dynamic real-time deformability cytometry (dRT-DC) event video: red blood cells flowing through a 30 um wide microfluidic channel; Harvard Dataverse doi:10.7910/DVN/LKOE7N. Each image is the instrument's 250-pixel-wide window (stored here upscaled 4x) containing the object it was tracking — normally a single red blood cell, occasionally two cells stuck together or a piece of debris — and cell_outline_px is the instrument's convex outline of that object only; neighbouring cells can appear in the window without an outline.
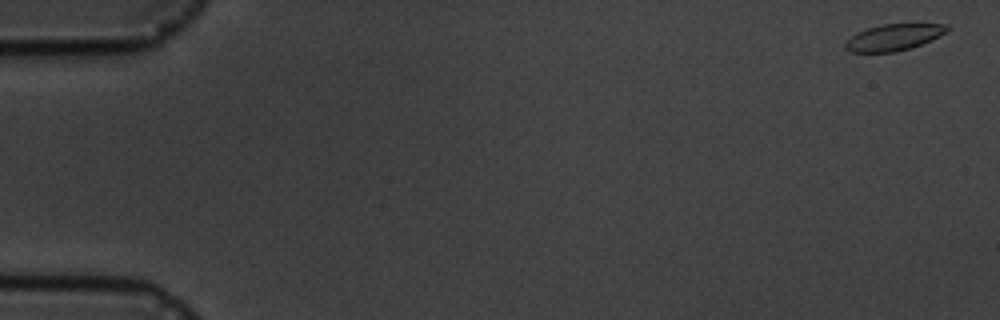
{"species": "common noctule bat (a hibernating species)", "species_latin": "Nyctalus noctula", "temperature_condition": "cold", "stored_images_in_passage": 5, "camera_frame_rate_fps": 3000, "um_per_image_px": 0.085, "animal": {"sex": "male", "body_mass_g": 19.5, "forearm_length_mm": 54.6}, "frame": {"image": 1, "passage_image": 1, "time_ms": 0.0, "image_size_px": [1000, 320], "cell_outline_px": [[948, 32], [932, 40], [912, 48], [896, 52], [848, 52], [844, 48], [844, 44], [856, 32], [880, 24], [948, 24]], "centroid_in_image_um": [75.97, 3.18], "position_along_channel_um": 9.0, "area_um2": 15.84}}
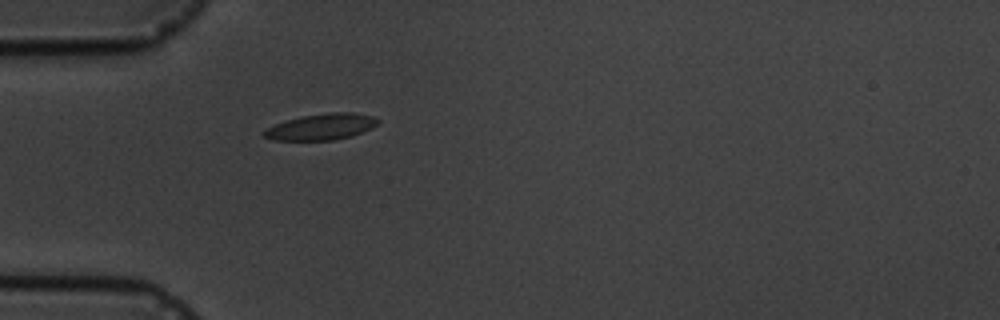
{"frame": {"image": 2, "passage_image": 5, "time_ms": 5.333, "image_size_px": [1000, 320], "cell_outline_px": [[380, 120], [372, 128], [352, 136], [332, 140], [272, 140], [264, 136], [260, 132], [276, 124], [288, 120], [304, 116], [332, 112], [352, 112], [372, 116]], "centroid_in_image_um": [27.32, 10.78], "position_along_channel_um": 57.7, "area_um2": 17.17}}